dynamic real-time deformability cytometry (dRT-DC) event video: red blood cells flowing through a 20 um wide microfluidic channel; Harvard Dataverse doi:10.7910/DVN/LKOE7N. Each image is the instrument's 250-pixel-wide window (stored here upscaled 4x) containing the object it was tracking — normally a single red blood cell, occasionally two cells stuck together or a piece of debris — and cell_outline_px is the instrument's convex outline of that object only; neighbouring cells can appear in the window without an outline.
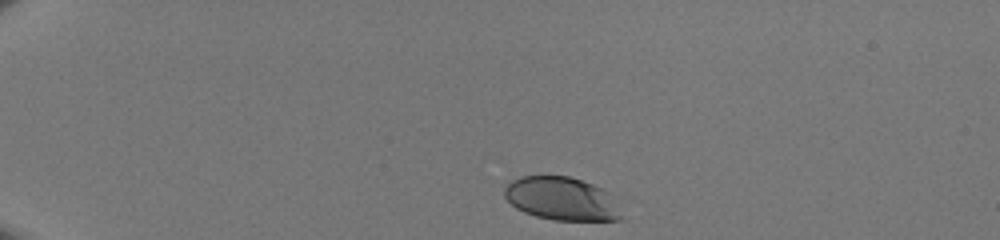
{"species": "human", "species_latin": "Homo sapiens", "temperature_condition": "room temperature", "stored_images_in_passage": 34, "camera_frame_rate_fps": 3000, "um_per_image_px": 0.085, "donor": {"sex": "male"}, "frame": {"image": 1, "passage_image": 1, "time_ms": 0.0, "image_size_px": [1000, 240], "cell_outline_px": [[624, 220], [552, 220], [536, 216], [524, 212], [516, 208], [504, 196], [504, 188], [512, 180], [520, 176], [568, 176], [592, 184], [600, 188], [604, 192]], "centroid_in_image_um": [47.63, 16.89], "position_along_channel_um": 37.4, "area_um2": 28.67}}
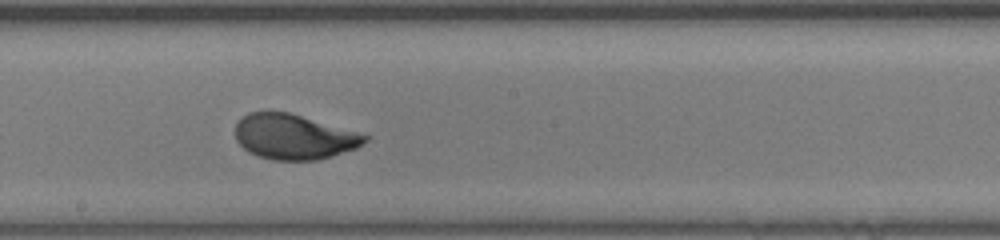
{"frame": {"image": 2, "passage_image": 20, "time_ms": 6.333, "image_size_px": [1000, 240], "cell_outline_px": [[368, 140], [356, 148], [332, 156], [316, 160], [272, 160], [248, 152], [236, 140], [236, 124], [248, 112], [288, 112], [356, 132], [368, 136]], "centroid_in_image_um": [24.96, 11.64], "position_along_channel_um": 223.2, "area_um2": 33.52}}
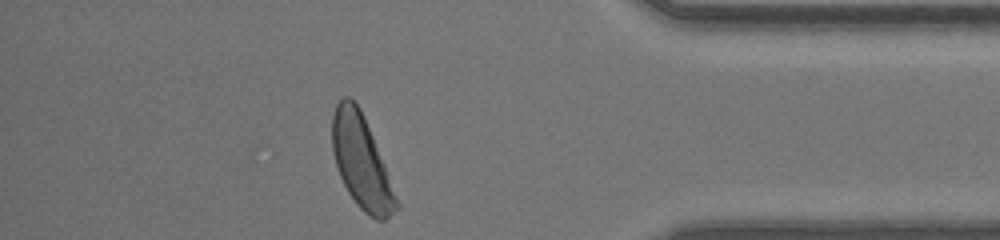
{"frame": {"image": 3, "passage_image": 34, "time_ms": 11.0, "image_size_px": [1000, 240], "cell_outline_px": [[400, 208], [384, 220], [376, 220], [368, 216], [356, 204], [348, 192], [340, 176], [336, 164], [332, 148], [332, 112], [336, 104], [344, 96], [348, 96], [360, 108], [364, 116], [384, 164], [400, 204]], "centroid_in_image_um": [30.72, 13.78], "position_along_channel_um": 404.5, "area_um2": 34.51}}